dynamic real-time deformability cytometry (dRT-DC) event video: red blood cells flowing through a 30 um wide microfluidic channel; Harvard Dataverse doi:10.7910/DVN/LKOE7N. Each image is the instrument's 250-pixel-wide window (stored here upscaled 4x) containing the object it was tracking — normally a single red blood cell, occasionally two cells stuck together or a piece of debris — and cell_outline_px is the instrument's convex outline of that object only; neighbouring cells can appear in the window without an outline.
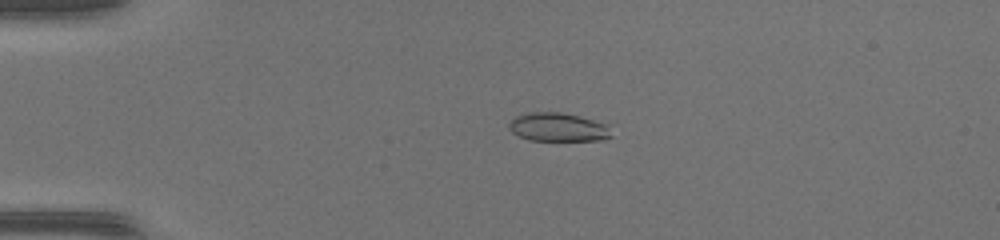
{"species": "common noctule bat (a hibernating species)", "species_latin": "Nyctalus noctula", "temperature_condition": "warm", "stored_images_in_passage": 50, "camera_frame_rate_fps": 3000, "um_per_image_px": 0.085, "animal": {"sex": "female", "body_mass_g": 17.0, "forearm_length_mm": 48.0}, "frame": {"image": 1, "passage_image": 12, "time_ms": 3.667, "image_size_px": [1000, 240], "cell_outline_px": [[612, 136], [604, 140], [528, 140], [512, 132], [508, 128], [508, 124], [516, 116], [528, 112], [560, 112], [580, 116], [608, 124]], "centroid_in_image_um": [47.45, 10.8], "position_along_channel_um": 37.6, "area_um2": 17.11}}
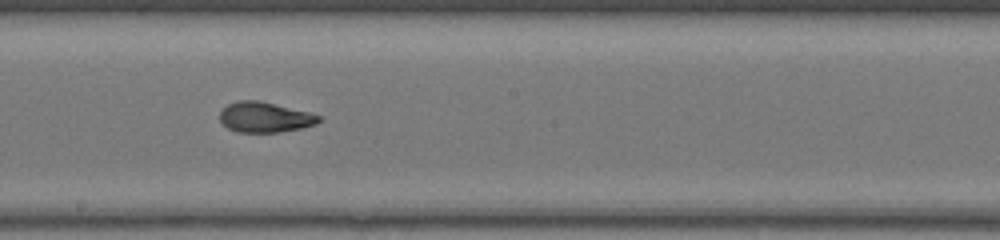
{"frame": {"image": 2, "passage_image": 29, "time_ms": 9.333, "image_size_px": [1000, 240], "cell_outline_px": [[320, 120], [316, 124], [300, 128], [280, 132], [236, 132], [228, 128], [220, 120], [220, 108], [228, 104], [240, 100], [256, 100], [308, 112], [320, 116]], "centroid_in_image_um": [22.46, 9.97], "position_along_channel_um": 225.7, "area_um2": 17.28}}
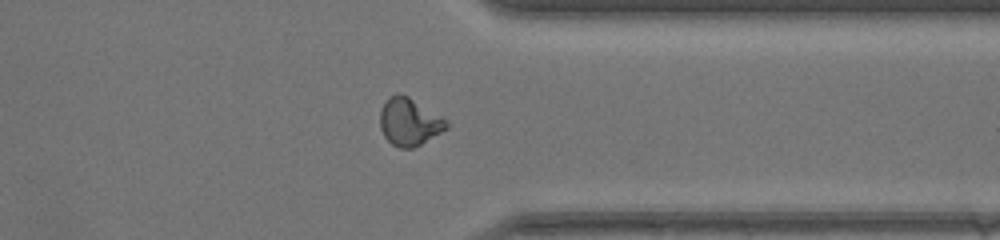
{"frame": {"image": 3, "passage_image": 40, "time_ms": 13.0, "image_size_px": [1000, 240], "cell_outline_px": [[452, 124], [448, 128], [420, 144], [412, 148], [400, 148], [392, 144], [384, 136], [380, 128], [380, 108], [388, 96], [396, 92], [400, 92], [408, 96], [448, 120]], "centroid_in_image_um": [34.78, 10.33], "position_along_channel_um": 376.6, "area_um2": 18.61}, "authors_computed_cell_mechanics": {"area_um2": 18.0914, "velocity_mm_per_s": 4.1816, "shape_relaxation_time_tau1_ms": null, "shape_relaxation_time_tau2_ms": 1.5869, "deformation_change_tau1": null, "deformation_change_tau2": 0.0806}}